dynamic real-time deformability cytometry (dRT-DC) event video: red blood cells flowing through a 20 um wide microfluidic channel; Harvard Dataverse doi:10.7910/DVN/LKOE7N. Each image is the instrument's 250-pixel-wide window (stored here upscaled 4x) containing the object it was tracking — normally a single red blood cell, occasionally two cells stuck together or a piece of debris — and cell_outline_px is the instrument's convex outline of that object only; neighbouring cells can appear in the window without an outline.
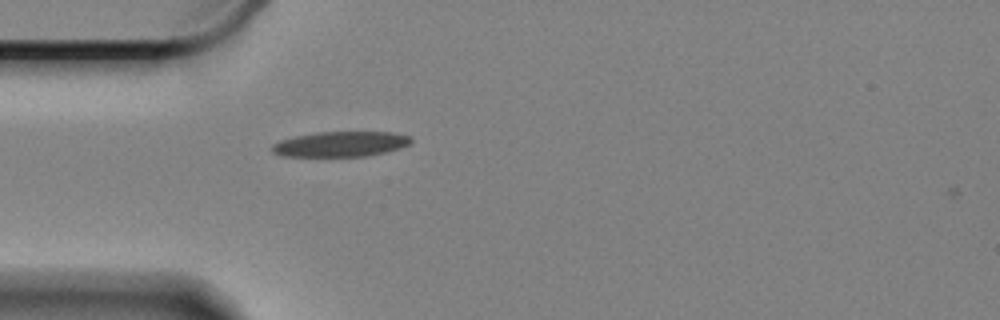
{"species": "Egyptian fruit bat (a non-hibernating species)", "species_latin": "Rousettus aegyptiacus", "temperature_condition": "cold", "stored_images_in_passage": 19, "camera_frame_rate_fps": 3000, "um_per_image_px": 0.085, "animal": {"sex": "female"}, "frame": {"image": 1, "passage_image": 2, "time_ms": 0.333, "image_size_px": [1000, 320], "cell_outline_px": [[412, 140], [408, 144], [400, 148], [384, 152], [364, 156], [280, 156], [272, 152], [272, 144], [280, 140], [296, 136], [316, 132], [392, 132], [408, 136]], "centroid_in_image_um": [28.9, 12.24], "position_along_channel_um": 56.1, "area_um2": 20.23}}
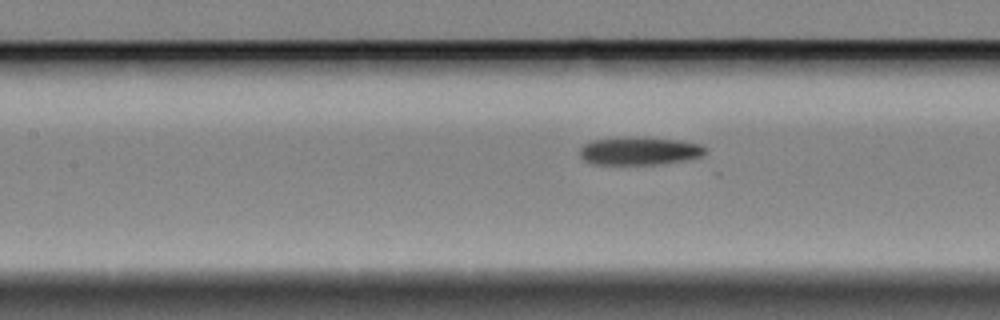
{"frame": {"image": 2, "passage_image": 11, "time_ms": 3.333, "image_size_px": [1000, 320], "cell_outline_px": [[708, 148], [700, 156], [684, 160], [660, 164], [592, 164], [584, 160], [580, 156], [580, 148], [584, 144], [592, 140], [628, 136], [632, 136], [680, 140], [700, 144]], "centroid_in_image_um": [54.32, 12.81], "position_along_channel_um": 153.1, "area_um2": 20.58}}
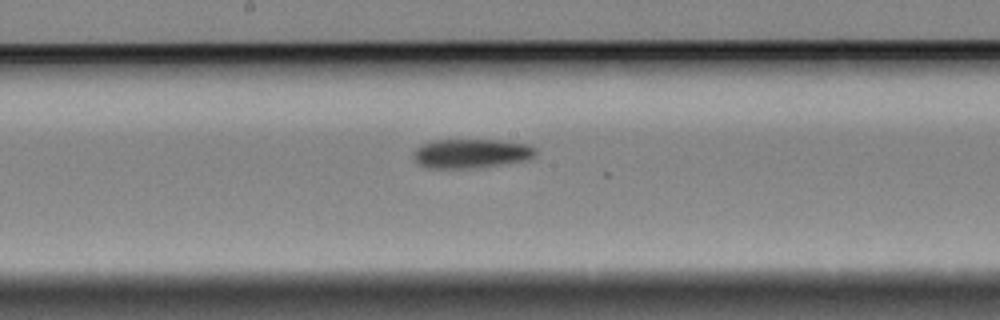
{"frame": {"image": 3, "passage_image": 16, "time_ms": 5.0, "image_size_px": [1000, 320], "cell_outline_px": [[536, 152], [528, 160], [464, 168], [428, 168], [420, 164], [412, 156], [412, 152], [420, 144], [432, 140], [500, 140], [528, 144], [536, 148]], "centroid_in_image_um": [40.0, 13.02], "position_along_channel_um": 208.2, "area_um2": 20.58}}